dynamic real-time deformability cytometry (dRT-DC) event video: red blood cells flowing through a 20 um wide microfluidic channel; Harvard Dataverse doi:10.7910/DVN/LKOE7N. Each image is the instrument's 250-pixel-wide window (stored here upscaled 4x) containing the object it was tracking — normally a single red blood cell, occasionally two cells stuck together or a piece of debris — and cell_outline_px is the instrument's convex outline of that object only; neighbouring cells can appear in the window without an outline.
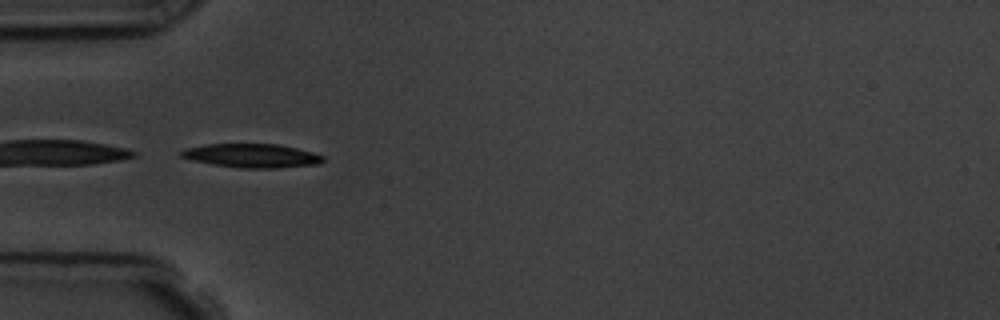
{"species": "common noctule bat (a hibernating species)", "species_latin": "Nyctalus noctula", "temperature_condition": "room temperature", "stored_images_in_passage": 40, "camera_frame_rate_fps": 3000, "um_per_image_px": 0.085, "animal": {"sex": "male", "body_mass_g": 19.5, "forearm_length_mm": 54.6}, "frame": {"image": 1, "passage_image": 1, "time_ms": 0.0, "image_size_px": [1000, 320], "cell_outline_px": [[324, 160], [320, 164], [276, 168], [240, 168], [212, 164], [192, 160], [180, 156], [180, 152], [184, 148], [208, 144], [276, 144], [296, 148], [312, 152], [324, 156]], "centroid_in_image_um": [21.4, 13.23], "position_along_channel_um": 63.6, "area_um2": 19.65}}
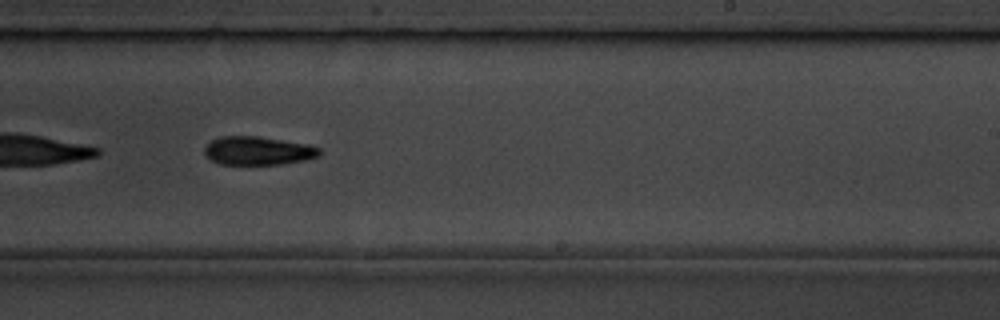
{"frame": {"image": 2, "passage_image": 18, "time_ms": 5.667, "image_size_px": [1000, 320], "cell_outline_px": [[320, 156], [304, 160], [280, 164], [220, 164], [212, 160], [204, 152], [204, 148], [212, 140], [220, 136], [260, 136], [308, 144], [320, 148]], "centroid_in_image_um": [21.95, 12.8], "position_along_channel_um": 267.1, "area_um2": 19.02}, "authors_computed_cell_mechanics": {"area_um2": 18.9006, "velocity_mm_per_s": 3.6219, "shape_relaxation_time_tau1_ms": 2.7554, "shape_relaxation_time_tau2_ms": null, "deformation_change_tau1": 0.1231, "deformation_change_tau2": null}}